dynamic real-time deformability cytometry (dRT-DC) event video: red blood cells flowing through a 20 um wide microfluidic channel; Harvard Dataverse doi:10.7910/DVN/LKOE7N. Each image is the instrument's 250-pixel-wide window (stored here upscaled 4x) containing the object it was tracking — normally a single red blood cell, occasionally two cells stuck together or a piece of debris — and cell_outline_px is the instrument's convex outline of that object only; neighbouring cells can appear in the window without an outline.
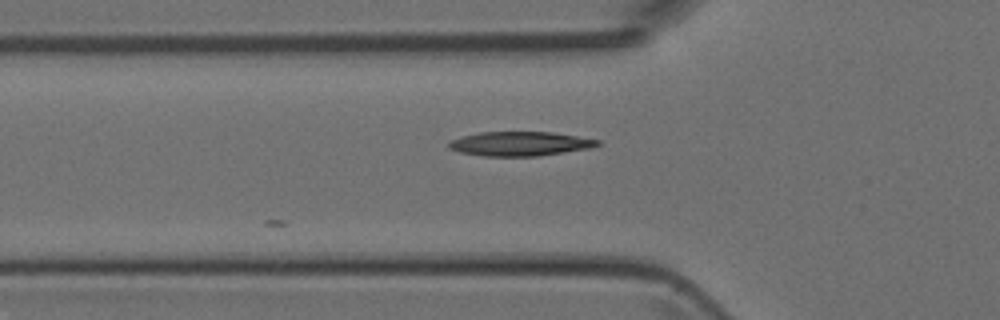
{"species": "Egyptian fruit bat (a non-hibernating species)", "species_latin": "Rousettus aegyptiacus", "temperature_condition": "room temperature", "stored_images_in_passage": 21, "camera_frame_rate_fps": 3000, "um_per_image_px": 0.085, "animal": {"sex": "female"}, "frame": {"image": 1, "passage_image": 2, "time_ms": 0.333, "image_size_px": [1000, 320], "cell_outline_px": [[600, 144], [588, 148], [536, 156], [484, 156], [460, 152], [448, 148], [448, 140], [460, 136], [480, 132], [552, 132], [600, 140]], "centroid_in_image_um": [44.11, 12.21], "position_along_channel_um": 81.7, "area_um2": 20.92}}
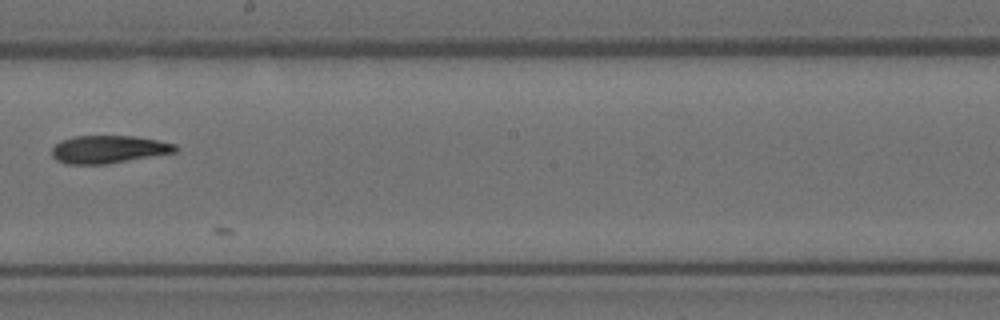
{"frame": {"image": 2, "passage_image": 13, "time_ms": 4.0, "image_size_px": [1000, 320], "cell_outline_px": [[180, 148], [176, 152], [108, 164], [64, 164], [56, 160], [52, 156], [52, 148], [60, 140], [76, 136], [136, 136], [176, 144]], "centroid_in_image_um": [9.23, 12.7], "position_along_channel_um": 239.0, "area_um2": 20.11}}
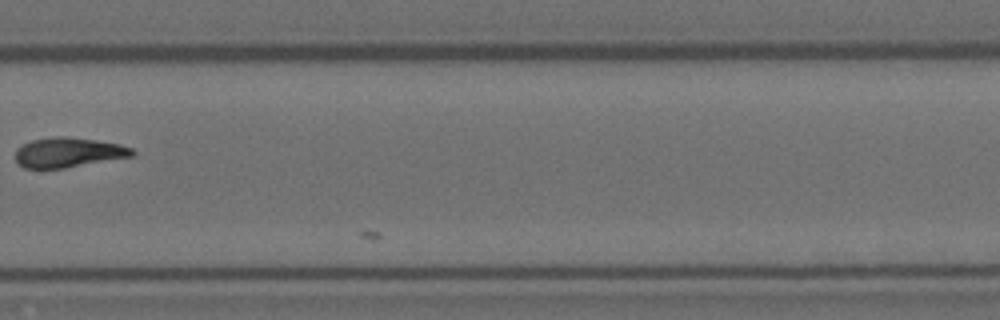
{"frame": {"image": 3, "passage_image": 19, "time_ms": 6.0, "image_size_px": [1000, 320], "cell_outline_px": [[136, 152], [132, 156], [64, 168], [24, 168], [16, 160], [16, 148], [32, 140], [56, 136], [64, 136], [96, 140], [116, 144], [132, 148]], "centroid_in_image_um": [5.79, 12.95], "position_along_channel_um": 324.0, "area_um2": 20.0}}